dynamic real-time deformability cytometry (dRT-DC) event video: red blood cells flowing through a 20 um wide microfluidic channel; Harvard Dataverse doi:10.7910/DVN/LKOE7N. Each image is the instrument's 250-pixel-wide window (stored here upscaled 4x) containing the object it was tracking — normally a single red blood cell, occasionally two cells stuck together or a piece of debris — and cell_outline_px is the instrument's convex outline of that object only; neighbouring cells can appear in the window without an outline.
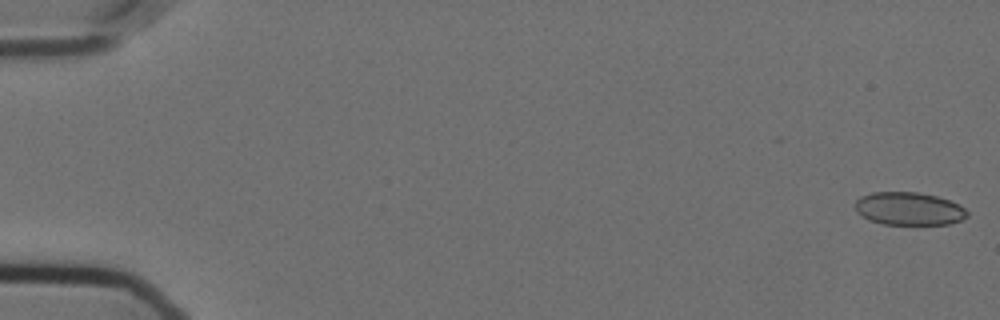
{"species": "Egyptian fruit bat (a non-hibernating species)", "species_latin": "Rousettus aegyptiacus", "temperature_condition": "cold", "stored_images_in_passage": 55, "camera_frame_rate_fps": 3000, "um_per_image_px": 0.085, "animal": {"sex": "female"}, "frame": {"image": 1, "passage_image": 1, "time_ms": 0.0, "image_size_px": [1000, 320], "cell_outline_px": [[968, 216], [960, 220], [948, 224], [884, 224], [868, 220], [856, 212], [856, 200], [860, 196], [872, 192], [916, 192], [936, 196], [960, 204], [968, 212]], "centroid_in_image_um": [77.24, 17.74], "position_along_channel_um": 7.8, "area_um2": 21.5}}
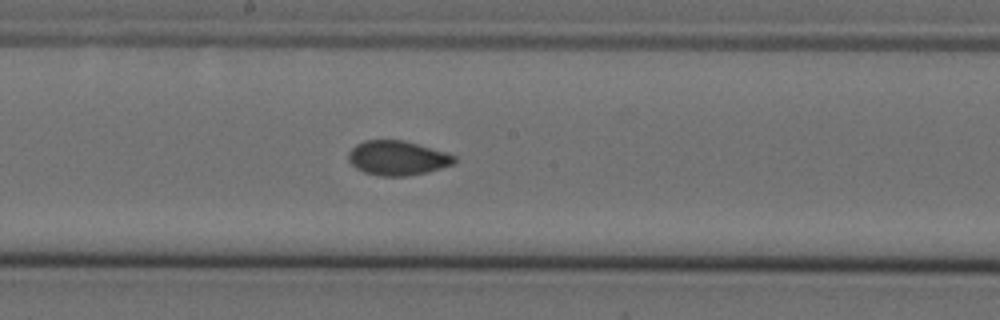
{"frame": {"image": 2, "passage_image": 31, "time_ms": 10.0, "image_size_px": [1000, 320], "cell_outline_px": [[456, 160], [452, 164], [428, 172], [404, 176], [380, 176], [364, 172], [356, 168], [348, 160], [348, 152], [356, 144], [364, 140], [404, 140], [448, 152], [456, 156]], "centroid_in_image_um": [33.78, 13.42], "position_along_channel_um": 214.4, "area_um2": 21.39}}
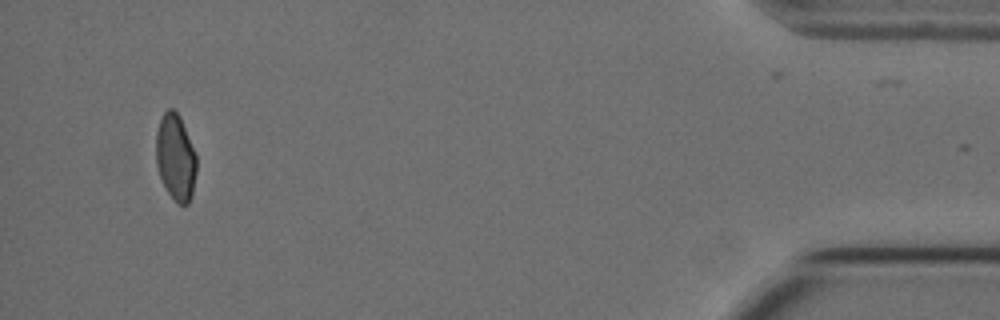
{"frame": {"image": 3, "passage_image": 54, "time_ms": 17.667, "image_size_px": [1000, 320], "cell_outline_px": [[196, 172], [192, 196], [188, 204], [176, 204], [168, 192], [160, 176], [156, 164], [156, 132], [160, 120], [164, 112], [168, 108], [172, 108], [180, 116], [196, 156]], "centroid_in_image_um": [14.92, 13.39], "position_along_channel_um": 420.3, "area_um2": 20.29}}